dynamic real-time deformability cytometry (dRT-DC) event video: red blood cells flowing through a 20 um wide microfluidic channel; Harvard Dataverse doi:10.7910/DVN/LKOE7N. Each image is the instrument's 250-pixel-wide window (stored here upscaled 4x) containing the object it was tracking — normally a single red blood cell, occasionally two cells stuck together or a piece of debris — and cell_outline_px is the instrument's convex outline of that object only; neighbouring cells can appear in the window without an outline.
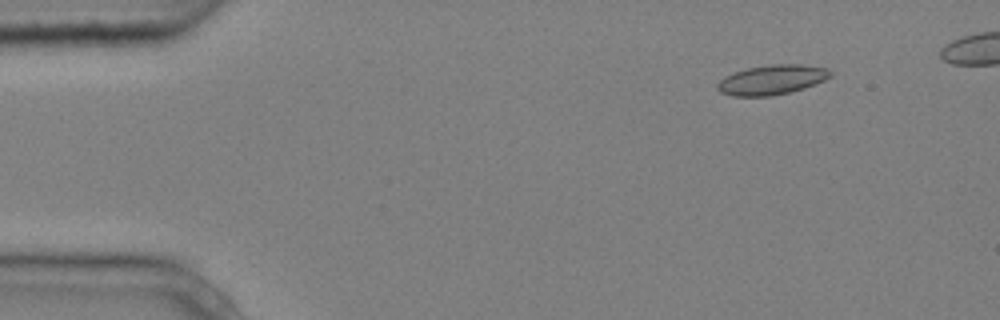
{"species": "common noctule bat (a hibernating species)", "species_latin": "Nyctalus noctula", "temperature_condition": "cold", "stored_images_in_passage": 9, "camera_frame_rate_fps": 3000, "um_per_image_px": 0.085, "animal": {"sex": "male", "body_mass_g": 20.4}, "frame": {"image": 1, "passage_image": 2, "time_ms": 0.333, "image_size_px": [1000, 320], "cell_outline_px": [[832, 76], [824, 80], [804, 88], [772, 96], [732, 96], [720, 92], [716, 88], [716, 84], [724, 76], [732, 72], [748, 68], [772, 64], [800, 64], [828, 68], [832, 72]], "centroid_in_image_um": [65.58, 6.78], "position_along_channel_um": 19.4, "area_um2": 19.65}}
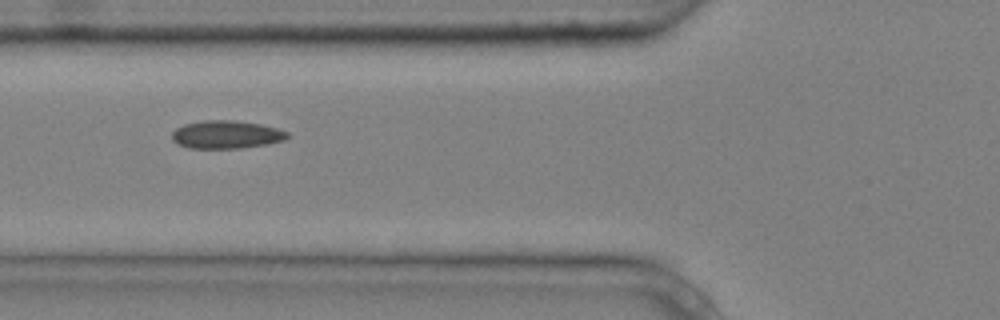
{"frame": {"image": 2, "passage_image": 6, "time_ms": 1.667, "image_size_px": [1000, 320], "cell_outline_px": [[292, 136], [284, 140], [264, 144], [240, 148], [188, 148], [176, 144], [172, 140], [172, 132], [176, 128], [184, 124], [204, 120], [232, 120], [260, 124], [276, 128], [288, 132]], "centroid_in_image_um": [19.21, 11.44], "position_along_channel_um": 106.6, "area_um2": 18.84}}